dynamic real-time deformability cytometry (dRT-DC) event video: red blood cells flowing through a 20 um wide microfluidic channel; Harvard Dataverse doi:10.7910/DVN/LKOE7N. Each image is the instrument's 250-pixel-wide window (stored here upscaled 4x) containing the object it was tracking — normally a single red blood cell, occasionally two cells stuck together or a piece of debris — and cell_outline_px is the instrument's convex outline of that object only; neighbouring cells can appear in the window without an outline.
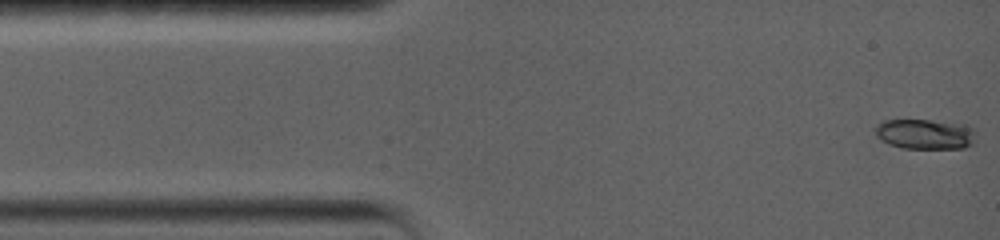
{"species": "common noctule bat (a hibernating species)", "species_latin": "Nyctalus noctula", "temperature_condition": "warm", "stored_images_in_passage": 39, "camera_frame_rate_fps": 5000, "um_per_image_px": 0.085, "animal": {"sex": "female", "body_mass_g": 19.0, "forearm_length_mm": 56.7}, "frame": {"image": 1, "passage_image": 1, "time_ms": 0.0, "image_size_px": [1000, 240], "cell_outline_px": [[972, 144], [964, 148], [900, 148], [888, 144], [880, 140], [876, 136], [876, 124], [884, 120], [932, 120], [960, 124], [972, 128]], "centroid_in_image_um": [78.54, 11.4], "position_along_channel_um": 6.5, "area_um2": 17.46}}
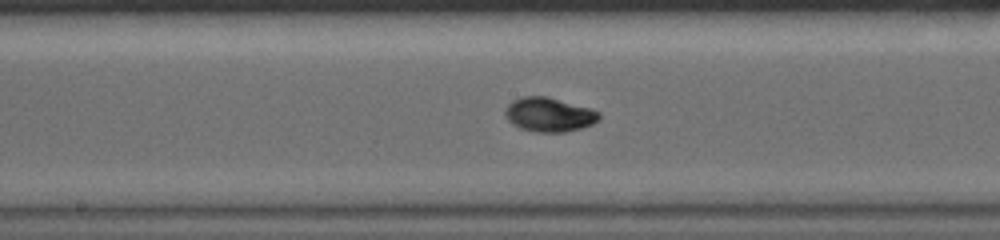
{"frame": {"image": 2, "passage_image": 16, "time_ms": 7.6, "image_size_px": [1000, 240], "cell_outline_px": [[600, 120], [584, 128], [564, 132], [536, 132], [520, 128], [512, 124], [504, 116], [504, 108], [512, 100], [520, 96], [544, 96], [592, 108], [600, 112]], "centroid_in_image_um": [46.67, 9.74], "position_along_channel_um": 201.5, "area_um2": 19.02}}
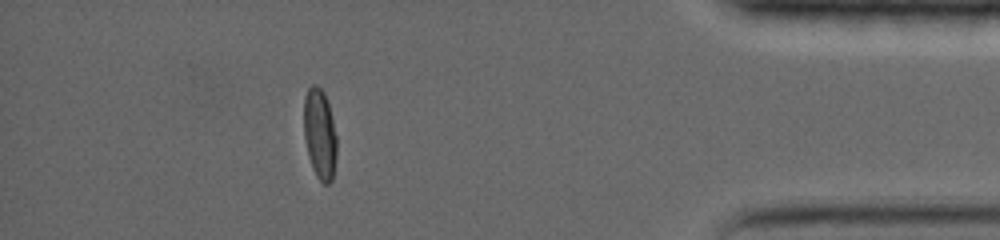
{"frame": {"image": 3, "passage_image": 32, "time_ms": 14.6, "image_size_px": [1000, 240], "cell_outline_px": [[336, 156], [332, 180], [328, 184], [324, 184], [316, 176], [312, 168], [308, 156], [304, 136], [304, 96], [308, 88], [312, 84], [316, 84], [324, 92], [328, 104], [336, 136]], "centroid_in_image_um": [27.16, 11.39], "position_along_channel_um": 408.0, "area_um2": 17.28}, "authors_computed_cell_mechanics": {"area_um2": 17.5134, "velocity_mm_per_s": 3.6076, "shape_relaxation_time_tau1_ms": 5.8283, "shape_relaxation_time_tau2_ms": null, "deformation_change_tau1": 0.2164, "deformation_change_tau2": null}}